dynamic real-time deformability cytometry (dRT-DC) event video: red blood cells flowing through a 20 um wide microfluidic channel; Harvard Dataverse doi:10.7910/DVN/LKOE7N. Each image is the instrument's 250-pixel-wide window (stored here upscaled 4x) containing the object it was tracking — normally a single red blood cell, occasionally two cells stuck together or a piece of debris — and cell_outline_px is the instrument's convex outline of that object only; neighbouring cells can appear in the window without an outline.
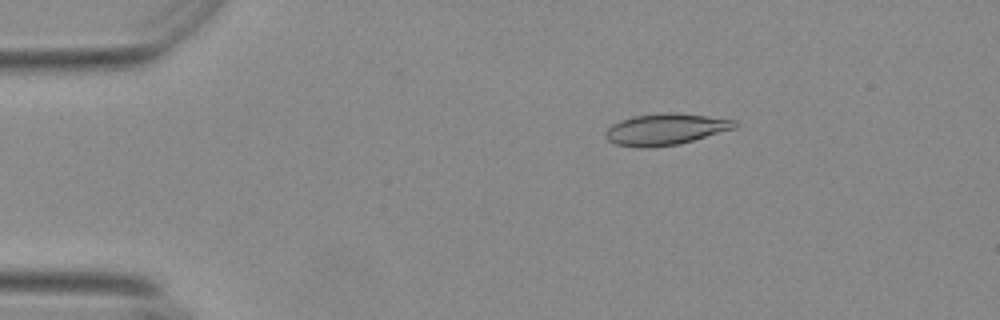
{"species": "Egyptian fruit bat (a non-hibernating species)", "species_latin": "Rousettus aegyptiacus", "temperature_condition": "warm", "stored_images_in_passage": 55, "camera_frame_rate_fps": 3000, "um_per_image_px": 0.085, "animal": {"sex": "female"}, "frame": {"image": 1, "passage_image": 10, "time_ms": 3.0, "image_size_px": [1000, 320], "cell_outline_px": [[736, 128], [680, 144], [648, 148], [636, 148], [616, 144], [608, 140], [604, 136], [604, 132], [612, 124], [620, 120], [632, 116], [668, 112], [672, 112], [708, 116], [736, 120]], "centroid_in_image_um": [56.54, 10.99], "position_along_channel_um": 28.5, "area_um2": 23.81}}
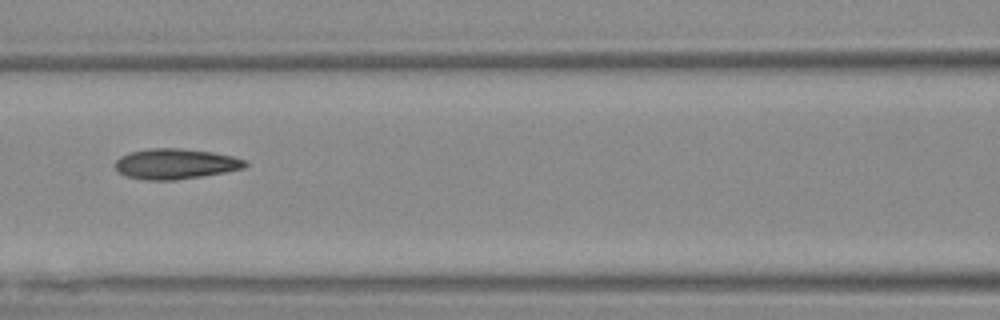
{"frame": {"image": 2, "passage_image": 25, "time_ms": 8.0, "image_size_px": [1000, 320], "cell_outline_px": [[248, 164], [244, 168], [224, 172], [200, 176], [172, 180], [148, 180], [128, 176], [120, 172], [116, 168], [116, 160], [120, 156], [128, 152], [148, 148], [180, 148], [212, 152], [232, 156], [244, 160]], "centroid_in_image_um": [14.9, 13.91], "position_along_channel_um": 151.7, "area_um2": 22.77}}
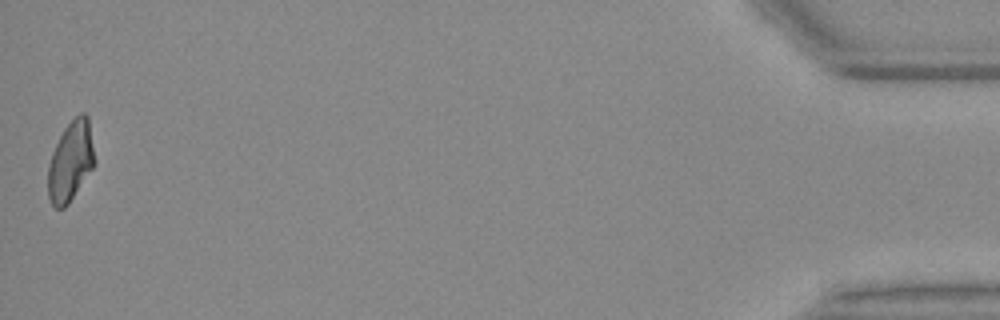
{"frame": {"image": 3, "passage_image": 55, "time_ms": 18.0, "image_size_px": [1000, 320], "cell_outline_px": [[96, 160], [92, 168], [68, 204], [64, 208], [56, 208], [52, 204], [48, 196], [48, 164], [52, 152], [64, 128], [80, 112], [84, 112], [88, 116]], "centroid_in_image_um": [6.01, 13.69], "position_along_channel_um": 429.2, "area_um2": 21.62}, "authors_computed_cell_mechanics": {"area_um2": 22.3686, "velocity_mm_per_s": 3.721, "shape_relaxation_time_tau1_ms": null, "shape_relaxation_time_tau2_ms": 2.6753, "deformation_change_tau1": null, "deformation_change_tau2": 0.0909}}